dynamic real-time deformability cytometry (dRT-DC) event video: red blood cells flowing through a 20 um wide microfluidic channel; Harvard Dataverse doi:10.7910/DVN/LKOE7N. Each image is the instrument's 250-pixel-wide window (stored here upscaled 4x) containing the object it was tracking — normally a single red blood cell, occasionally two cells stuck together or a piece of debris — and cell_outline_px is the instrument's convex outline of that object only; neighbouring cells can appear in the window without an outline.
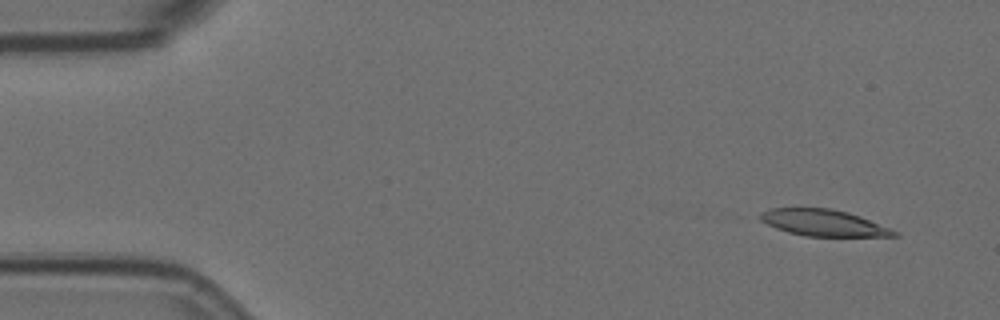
{"species": "Egyptian fruit bat (a non-hibernating species)", "species_latin": "Rousettus aegyptiacus", "temperature_condition": "room temperature", "stored_images_in_passage": 5, "camera_frame_rate_fps": 3000, "um_per_image_px": 0.085, "animal": {"sex": "female"}, "frame": {"image": 1, "passage_image": 1, "time_ms": 0.0, "image_size_px": [1000, 320], "cell_outline_px": [[900, 236], [804, 236], [788, 232], [776, 228], [760, 220], [760, 212], [768, 208], [832, 208], [848, 212], [860, 216], [900, 232]], "centroid_in_image_um": [70.0, 18.93], "position_along_channel_um": 15.0, "area_um2": 20.69}}